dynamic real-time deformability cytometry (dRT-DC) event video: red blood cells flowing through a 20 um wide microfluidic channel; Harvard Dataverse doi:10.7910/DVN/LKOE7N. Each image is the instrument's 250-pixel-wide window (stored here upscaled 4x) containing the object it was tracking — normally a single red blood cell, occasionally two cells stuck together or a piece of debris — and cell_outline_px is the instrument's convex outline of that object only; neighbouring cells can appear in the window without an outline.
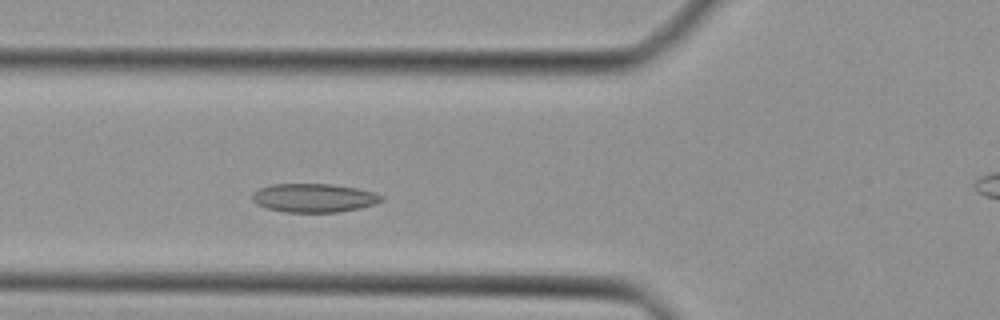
{"species": "Egyptian fruit bat (a non-hibernating species)", "species_latin": "Rousettus aegyptiacus", "temperature_condition": "cold", "stored_images_in_passage": 33, "camera_frame_rate_fps": 3000, "um_per_image_px": 0.085, "animal": {"sex": "female"}, "frame": {"image": 1, "passage_image": 8, "time_ms": 2.333, "image_size_px": [1000, 320], "cell_outline_px": [[384, 200], [376, 204], [340, 212], [284, 212], [268, 208], [256, 204], [252, 200], [252, 192], [260, 188], [272, 184], [332, 184], [356, 188], [372, 192], [384, 196]], "centroid_in_image_um": [26.68, 16.82], "position_along_channel_um": 99.1, "area_um2": 21.62}}
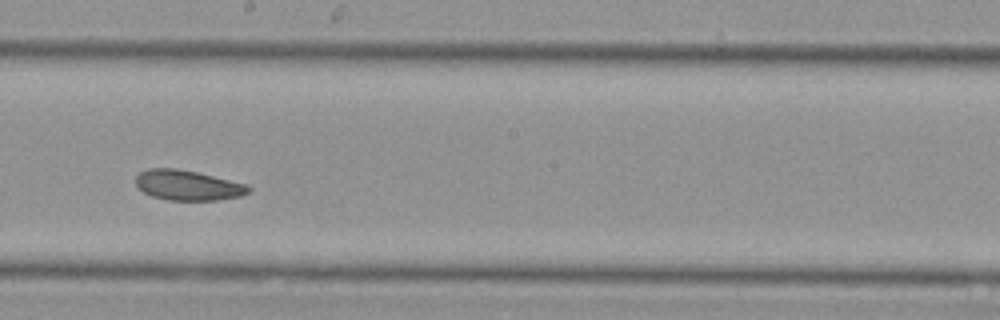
{"frame": {"image": 2, "passage_image": 17, "time_ms": 5.333, "image_size_px": [1000, 320], "cell_outline_px": [[252, 188], [248, 192], [240, 196], [216, 200], [168, 200], [152, 196], [144, 192], [136, 184], [136, 176], [140, 172], [148, 168], [176, 168], [196, 172], [248, 184]], "centroid_in_image_um": [15.97, 15.74], "position_along_channel_um": 232.2, "area_um2": 19.71}}
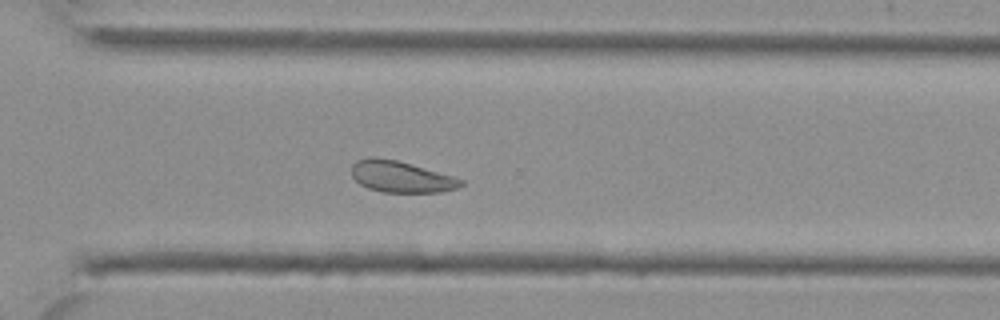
{"frame": {"image": 3, "passage_image": 24, "time_ms": 7.667, "image_size_px": [1000, 320], "cell_outline_px": [[464, 184], [456, 188], [440, 192], [384, 192], [368, 188], [360, 184], [352, 176], [352, 164], [356, 160], [376, 156], [396, 160], [452, 176], [464, 180]], "centroid_in_image_um": [34.06, 15.02], "position_along_channel_um": 336.5, "area_um2": 19.77}}